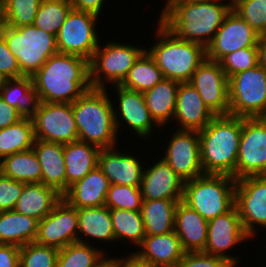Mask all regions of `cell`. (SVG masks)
Segmentation results:
<instances>
[{
	"label": "cell",
	"mask_w": 266,
	"mask_h": 267,
	"mask_svg": "<svg viewBox=\"0 0 266 267\" xmlns=\"http://www.w3.org/2000/svg\"><path fill=\"white\" fill-rule=\"evenodd\" d=\"M235 185L232 176L203 174L184 182L182 202L209 221L234 207Z\"/></svg>",
	"instance_id": "cell-6"
},
{
	"label": "cell",
	"mask_w": 266,
	"mask_h": 267,
	"mask_svg": "<svg viewBox=\"0 0 266 267\" xmlns=\"http://www.w3.org/2000/svg\"><path fill=\"white\" fill-rule=\"evenodd\" d=\"M215 115L206 107L198 91L188 82L180 83L177 90L173 121L180 126L178 130L200 131Z\"/></svg>",
	"instance_id": "cell-23"
},
{
	"label": "cell",
	"mask_w": 266,
	"mask_h": 267,
	"mask_svg": "<svg viewBox=\"0 0 266 267\" xmlns=\"http://www.w3.org/2000/svg\"><path fill=\"white\" fill-rule=\"evenodd\" d=\"M34 141L31 118L23 117L11 126L0 129V160L8 155L32 149Z\"/></svg>",
	"instance_id": "cell-36"
},
{
	"label": "cell",
	"mask_w": 266,
	"mask_h": 267,
	"mask_svg": "<svg viewBox=\"0 0 266 267\" xmlns=\"http://www.w3.org/2000/svg\"><path fill=\"white\" fill-rule=\"evenodd\" d=\"M131 254L151 267H176L185 251L178 235L172 231L162 235H146L138 251Z\"/></svg>",
	"instance_id": "cell-22"
},
{
	"label": "cell",
	"mask_w": 266,
	"mask_h": 267,
	"mask_svg": "<svg viewBox=\"0 0 266 267\" xmlns=\"http://www.w3.org/2000/svg\"><path fill=\"white\" fill-rule=\"evenodd\" d=\"M232 10L260 36L266 35V0H232Z\"/></svg>",
	"instance_id": "cell-43"
},
{
	"label": "cell",
	"mask_w": 266,
	"mask_h": 267,
	"mask_svg": "<svg viewBox=\"0 0 266 267\" xmlns=\"http://www.w3.org/2000/svg\"><path fill=\"white\" fill-rule=\"evenodd\" d=\"M31 119L35 139L61 144L78 141L72 103L39 102Z\"/></svg>",
	"instance_id": "cell-12"
},
{
	"label": "cell",
	"mask_w": 266,
	"mask_h": 267,
	"mask_svg": "<svg viewBox=\"0 0 266 267\" xmlns=\"http://www.w3.org/2000/svg\"><path fill=\"white\" fill-rule=\"evenodd\" d=\"M99 152L97 146L79 140L64 144L66 191L98 166Z\"/></svg>",
	"instance_id": "cell-29"
},
{
	"label": "cell",
	"mask_w": 266,
	"mask_h": 267,
	"mask_svg": "<svg viewBox=\"0 0 266 267\" xmlns=\"http://www.w3.org/2000/svg\"><path fill=\"white\" fill-rule=\"evenodd\" d=\"M19 249L16 245L0 244V267H19Z\"/></svg>",
	"instance_id": "cell-48"
},
{
	"label": "cell",
	"mask_w": 266,
	"mask_h": 267,
	"mask_svg": "<svg viewBox=\"0 0 266 267\" xmlns=\"http://www.w3.org/2000/svg\"><path fill=\"white\" fill-rule=\"evenodd\" d=\"M248 239L250 237L244 231L241 218L234 206L227 213L208 221L207 242L203 253L222 257L236 267L239 265V258L227 254L226 251Z\"/></svg>",
	"instance_id": "cell-16"
},
{
	"label": "cell",
	"mask_w": 266,
	"mask_h": 267,
	"mask_svg": "<svg viewBox=\"0 0 266 267\" xmlns=\"http://www.w3.org/2000/svg\"><path fill=\"white\" fill-rule=\"evenodd\" d=\"M164 79L154 58L145 50L128 71L120 86L144 93Z\"/></svg>",
	"instance_id": "cell-35"
},
{
	"label": "cell",
	"mask_w": 266,
	"mask_h": 267,
	"mask_svg": "<svg viewBox=\"0 0 266 267\" xmlns=\"http://www.w3.org/2000/svg\"><path fill=\"white\" fill-rule=\"evenodd\" d=\"M2 22V7H1V0H0V24Z\"/></svg>",
	"instance_id": "cell-56"
},
{
	"label": "cell",
	"mask_w": 266,
	"mask_h": 267,
	"mask_svg": "<svg viewBox=\"0 0 266 267\" xmlns=\"http://www.w3.org/2000/svg\"><path fill=\"white\" fill-rule=\"evenodd\" d=\"M0 173L23 183H41V165L33 149L8 155L0 160Z\"/></svg>",
	"instance_id": "cell-33"
},
{
	"label": "cell",
	"mask_w": 266,
	"mask_h": 267,
	"mask_svg": "<svg viewBox=\"0 0 266 267\" xmlns=\"http://www.w3.org/2000/svg\"><path fill=\"white\" fill-rule=\"evenodd\" d=\"M206 107L215 115H229V80L220 62L205 59L190 81Z\"/></svg>",
	"instance_id": "cell-14"
},
{
	"label": "cell",
	"mask_w": 266,
	"mask_h": 267,
	"mask_svg": "<svg viewBox=\"0 0 266 267\" xmlns=\"http://www.w3.org/2000/svg\"><path fill=\"white\" fill-rule=\"evenodd\" d=\"M182 199L143 200L142 219L146 235H162L174 231L175 210Z\"/></svg>",
	"instance_id": "cell-32"
},
{
	"label": "cell",
	"mask_w": 266,
	"mask_h": 267,
	"mask_svg": "<svg viewBox=\"0 0 266 267\" xmlns=\"http://www.w3.org/2000/svg\"><path fill=\"white\" fill-rule=\"evenodd\" d=\"M110 215L115 241L126 239L138 247L146 236L141 211L110 209Z\"/></svg>",
	"instance_id": "cell-37"
},
{
	"label": "cell",
	"mask_w": 266,
	"mask_h": 267,
	"mask_svg": "<svg viewBox=\"0 0 266 267\" xmlns=\"http://www.w3.org/2000/svg\"><path fill=\"white\" fill-rule=\"evenodd\" d=\"M72 9L70 0H42L33 24L47 33L57 35Z\"/></svg>",
	"instance_id": "cell-39"
},
{
	"label": "cell",
	"mask_w": 266,
	"mask_h": 267,
	"mask_svg": "<svg viewBox=\"0 0 266 267\" xmlns=\"http://www.w3.org/2000/svg\"><path fill=\"white\" fill-rule=\"evenodd\" d=\"M142 202L140 187L110 184L105 206L109 209L141 211Z\"/></svg>",
	"instance_id": "cell-42"
},
{
	"label": "cell",
	"mask_w": 266,
	"mask_h": 267,
	"mask_svg": "<svg viewBox=\"0 0 266 267\" xmlns=\"http://www.w3.org/2000/svg\"><path fill=\"white\" fill-rule=\"evenodd\" d=\"M199 1H211V0H166V5L163 7L161 11L160 20L174 5L182 3V2H199Z\"/></svg>",
	"instance_id": "cell-53"
},
{
	"label": "cell",
	"mask_w": 266,
	"mask_h": 267,
	"mask_svg": "<svg viewBox=\"0 0 266 267\" xmlns=\"http://www.w3.org/2000/svg\"><path fill=\"white\" fill-rule=\"evenodd\" d=\"M106 90L91 88L72 103L78 140L99 149L118 146L113 110L115 105Z\"/></svg>",
	"instance_id": "cell-4"
},
{
	"label": "cell",
	"mask_w": 266,
	"mask_h": 267,
	"mask_svg": "<svg viewBox=\"0 0 266 267\" xmlns=\"http://www.w3.org/2000/svg\"><path fill=\"white\" fill-rule=\"evenodd\" d=\"M25 184L0 173V212L14 210Z\"/></svg>",
	"instance_id": "cell-45"
},
{
	"label": "cell",
	"mask_w": 266,
	"mask_h": 267,
	"mask_svg": "<svg viewBox=\"0 0 266 267\" xmlns=\"http://www.w3.org/2000/svg\"><path fill=\"white\" fill-rule=\"evenodd\" d=\"M94 51L89 61L90 84L92 88L106 89V83L120 85L135 61L146 50L131 43L108 41Z\"/></svg>",
	"instance_id": "cell-8"
},
{
	"label": "cell",
	"mask_w": 266,
	"mask_h": 267,
	"mask_svg": "<svg viewBox=\"0 0 266 267\" xmlns=\"http://www.w3.org/2000/svg\"><path fill=\"white\" fill-rule=\"evenodd\" d=\"M38 220L15 210L0 212V244L22 247L35 242Z\"/></svg>",
	"instance_id": "cell-30"
},
{
	"label": "cell",
	"mask_w": 266,
	"mask_h": 267,
	"mask_svg": "<svg viewBox=\"0 0 266 267\" xmlns=\"http://www.w3.org/2000/svg\"><path fill=\"white\" fill-rule=\"evenodd\" d=\"M227 78L259 65L258 47L242 48L224 56L220 61Z\"/></svg>",
	"instance_id": "cell-44"
},
{
	"label": "cell",
	"mask_w": 266,
	"mask_h": 267,
	"mask_svg": "<svg viewBox=\"0 0 266 267\" xmlns=\"http://www.w3.org/2000/svg\"><path fill=\"white\" fill-rule=\"evenodd\" d=\"M77 215V242L91 244L89 243L91 239H95L98 242H115L113 224L108 207L101 206L77 209Z\"/></svg>",
	"instance_id": "cell-28"
},
{
	"label": "cell",
	"mask_w": 266,
	"mask_h": 267,
	"mask_svg": "<svg viewBox=\"0 0 266 267\" xmlns=\"http://www.w3.org/2000/svg\"><path fill=\"white\" fill-rule=\"evenodd\" d=\"M208 221L180 201L175 210L174 231L185 252H203L207 242Z\"/></svg>",
	"instance_id": "cell-25"
},
{
	"label": "cell",
	"mask_w": 266,
	"mask_h": 267,
	"mask_svg": "<svg viewBox=\"0 0 266 267\" xmlns=\"http://www.w3.org/2000/svg\"><path fill=\"white\" fill-rule=\"evenodd\" d=\"M77 208L70 206L63 198L54 209L38 222L35 242L58 249L77 242Z\"/></svg>",
	"instance_id": "cell-18"
},
{
	"label": "cell",
	"mask_w": 266,
	"mask_h": 267,
	"mask_svg": "<svg viewBox=\"0 0 266 267\" xmlns=\"http://www.w3.org/2000/svg\"><path fill=\"white\" fill-rule=\"evenodd\" d=\"M0 34L18 60L23 76L32 77L49 57L59 53L56 35L47 33L34 24L18 28L0 24Z\"/></svg>",
	"instance_id": "cell-7"
},
{
	"label": "cell",
	"mask_w": 266,
	"mask_h": 267,
	"mask_svg": "<svg viewBox=\"0 0 266 267\" xmlns=\"http://www.w3.org/2000/svg\"><path fill=\"white\" fill-rule=\"evenodd\" d=\"M59 249L30 242L19 249V267H56Z\"/></svg>",
	"instance_id": "cell-41"
},
{
	"label": "cell",
	"mask_w": 266,
	"mask_h": 267,
	"mask_svg": "<svg viewBox=\"0 0 266 267\" xmlns=\"http://www.w3.org/2000/svg\"><path fill=\"white\" fill-rule=\"evenodd\" d=\"M22 118L23 116L15 107L6 104L0 97V129L7 128Z\"/></svg>",
	"instance_id": "cell-49"
},
{
	"label": "cell",
	"mask_w": 266,
	"mask_h": 267,
	"mask_svg": "<svg viewBox=\"0 0 266 267\" xmlns=\"http://www.w3.org/2000/svg\"><path fill=\"white\" fill-rule=\"evenodd\" d=\"M116 267H151L149 264L138 261L131 253L123 258H115Z\"/></svg>",
	"instance_id": "cell-51"
},
{
	"label": "cell",
	"mask_w": 266,
	"mask_h": 267,
	"mask_svg": "<svg viewBox=\"0 0 266 267\" xmlns=\"http://www.w3.org/2000/svg\"><path fill=\"white\" fill-rule=\"evenodd\" d=\"M176 267H234L226 259L203 252H185Z\"/></svg>",
	"instance_id": "cell-46"
},
{
	"label": "cell",
	"mask_w": 266,
	"mask_h": 267,
	"mask_svg": "<svg viewBox=\"0 0 266 267\" xmlns=\"http://www.w3.org/2000/svg\"><path fill=\"white\" fill-rule=\"evenodd\" d=\"M241 130L242 117L217 115L198 131L204 174L229 175L235 179Z\"/></svg>",
	"instance_id": "cell-3"
},
{
	"label": "cell",
	"mask_w": 266,
	"mask_h": 267,
	"mask_svg": "<svg viewBox=\"0 0 266 267\" xmlns=\"http://www.w3.org/2000/svg\"><path fill=\"white\" fill-rule=\"evenodd\" d=\"M107 257L100 265H98L97 267H116L115 265V258L111 257L109 258Z\"/></svg>",
	"instance_id": "cell-54"
},
{
	"label": "cell",
	"mask_w": 266,
	"mask_h": 267,
	"mask_svg": "<svg viewBox=\"0 0 266 267\" xmlns=\"http://www.w3.org/2000/svg\"><path fill=\"white\" fill-rule=\"evenodd\" d=\"M227 1L182 2L174 5L159 21L176 37L206 48L232 9V0Z\"/></svg>",
	"instance_id": "cell-2"
},
{
	"label": "cell",
	"mask_w": 266,
	"mask_h": 267,
	"mask_svg": "<svg viewBox=\"0 0 266 267\" xmlns=\"http://www.w3.org/2000/svg\"><path fill=\"white\" fill-rule=\"evenodd\" d=\"M259 65L266 69V35L260 36L258 40Z\"/></svg>",
	"instance_id": "cell-52"
},
{
	"label": "cell",
	"mask_w": 266,
	"mask_h": 267,
	"mask_svg": "<svg viewBox=\"0 0 266 267\" xmlns=\"http://www.w3.org/2000/svg\"><path fill=\"white\" fill-rule=\"evenodd\" d=\"M7 80L8 78L0 73V94L3 88L5 87Z\"/></svg>",
	"instance_id": "cell-55"
},
{
	"label": "cell",
	"mask_w": 266,
	"mask_h": 267,
	"mask_svg": "<svg viewBox=\"0 0 266 267\" xmlns=\"http://www.w3.org/2000/svg\"><path fill=\"white\" fill-rule=\"evenodd\" d=\"M116 147L100 149L98 167L110 184L140 187L144 169L142 162L134 154L123 153Z\"/></svg>",
	"instance_id": "cell-21"
},
{
	"label": "cell",
	"mask_w": 266,
	"mask_h": 267,
	"mask_svg": "<svg viewBox=\"0 0 266 267\" xmlns=\"http://www.w3.org/2000/svg\"><path fill=\"white\" fill-rule=\"evenodd\" d=\"M229 115L266 117V69L256 67L229 79Z\"/></svg>",
	"instance_id": "cell-9"
},
{
	"label": "cell",
	"mask_w": 266,
	"mask_h": 267,
	"mask_svg": "<svg viewBox=\"0 0 266 267\" xmlns=\"http://www.w3.org/2000/svg\"><path fill=\"white\" fill-rule=\"evenodd\" d=\"M39 102L74 103L90 90L89 61L81 56L57 53L32 76Z\"/></svg>",
	"instance_id": "cell-1"
},
{
	"label": "cell",
	"mask_w": 266,
	"mask_h": 267,
	"mask_svg": "<svg viewBox=\"0 0 266 267\" xmlns=\"http://www.w3.org/2000/svg\"><path fill=\"white\" fill-rule=\"evenodd\" d=\"M266 176V117H242L235 180Z\"/></svg>",
	"instance_id": "cell-10"
},
{
	"label": "cell",
	"mask_w": 266,
	"mask_h": 267,
	"mask_svg": "<svg viewBox=\"0 0 266 267\" xmlns=\"http://www.w3.org/2000/svg\"><path fill=\"white\" fill-rule=\"evenodd\" d=\"M62 195L42 183L25 184L14 210L26 216L42 220L61 201Z\"/></svg>",
	"instance_id": "cell-27"
},
{
	"label": "cell",
	"mask_w": 266,
	"mask_h": 267,
	"mask_svg": "<svg viewBox=\"0 0 266 267\" xmlns=\"http://www.w3.org/2000/svg\"><path fill=\"white\" fill-rule=\"evenodd\" d=\"M246 234L252 239L256 226L266 228V176L236 180L235 205Z\"/></svg>",
	"instance_id": "cell-13"
},
{
	"label": "cell",
	"mask_w": 266,
	"mask_h": 267,
	"mask_svg": "<svg viewBox=\"0 0 266 267\" xmlns=\"http://www.w3.org/2000/svg\"><path fill=\"white\" fill-rule=\"evenodd\" d=\"M32 149L41 165V183L63 195L66 192L64 144L35 139Z\"/></svg>",
	"instance_id": "cell-26"
},
{
	"label": "cell",
	"mask_w": 266,
	"mask_h": 267,
	"mask_svg": "<svg viewBox=\"0 0 266 267\" xmlns=\"http://www.w3.org/2000/svg\"><path fill=\"white\" fill-rule=\"evenodd\" d=\"M259 37L260 35L231 9L206 47V58L219 62L229 53L257 46Z\"/></svg>",
	"instance_id": "cell-17"
},
{
	"label": "cell",
	"mask_w": 266,
	"mask_h": 267,
	"mask_svg": "<svg viewBox=\"0 0 266 267\" xmlns=\"http://www.w3.org/2000/svg\"><path fill=\"white\" fill-rule=\"evenodd\" d=\"M184 181L162 159L143 170L140 191L143 200L183 199Z\"/></svg>",
	"instance_id": "cell-20"
},
{
	"label": "cell",
	"mask_w": 266,
	"mask_h": 267,
	"mask_svg": "<svg viewBox=\"0 0 266 267\" xmlns=\"http://www.w3.org/2000/svg\"><path fill=\"white\" fill-rule=\"evenodd\" d=\"M104 251L90 244L71 243L59 249L56 267H97L107 258Z\"/></svg>",
	"instance_id": "cell-38"
},
{
	"label": "cell",
	"mask_w": 266,
	"mask_h": 267,
	"mask_svg": "<svg viewBox=\"0 0 266 267\" xmlns=\"http://www.w3.org/2000/svg\"><path fill=\"white\" fill-rule=\"evenodd\" d=\"M179 84L178 81L164 78L143 93L146 106L160 127L173 120Z\"/></svg>",
	"instance_id": "cell-31"
},
{
	"label": "cell",
	"mask_w": 266,
	"mask_h": 267,
	"mask_svg": "<svg viewBox=\"0 0 266 267\" xmlns=\"http://www.w3.org/2000/svg\"><path fill=\"white\" fill-rule=\"evenodd\" d=\"M113 88H115V93L118 95L116 96L118 99V103H116L118 105L116 106L117 109L116 107L113 109L117 132L121 129L122 121L126 124L125 126H129L130 129L134 130L135 134L144 140L153 135L154 127L161 129L152 118L146 106L143 93L126 89L120 85H114Z\"/></svg>",
	"instance_id": "cell-19"
},
{
	"label": "cell",
	"mask_w": 266,
	"mask_h": 267,
	"mask_svg": "<svg viewBox=\"0 0 266 267\" xmlns=\"http://www.w3.org/2000/svg\"><path fill=\"white\" fill-rule=\"evenodd\" d=\"M109 187V179L97 166L81 180L69 186L62 198L77 209L101 207L105 206Z\"/></svg>",
	"instance_id": "cell-24"
},
{
	"label": "cell",
	"mask_w": 266,
	"mask_h": 267,
	"mask_svg": "<svg viewBox=\"0 0 266 267\" xmlns=\"http://www.w3.org/2000/svg\"><path fill=\"white\" fill-rule=\"evenodd\" d=\"M0 97L9 106L15 107L23 117L31 118L39 104L32 77L8 79Z\"/></svg>",
	"instance_id": "cell-34"
},
{
	"label": "cell",
	"mask_w": 266,
	"mask_h": 267,
	"mask_svg": "<svg viewBox=\"0 0 266 267\" xmlns=\"http://www.w3.org/2000/svg\"><path fill=\"white\" fill-rule=\"evenodd\" d=\"M170 139L162 159L184 182L203 175L198 131L176 129Z\"/></svg>",
	"instance_id": "cell-15"
},
{
	"label": "cell",
	"mask_w": 266,
	"mask_h": 267,
	"mask_svg": "<svg viewBox=\"0 0 266 267\" xmlns=\"http://www.w3.org/2000/svg\"><path fill=\"white\" fill-rule=\"evenodd\" d=\"M0 73L8 79L21 78L20 66L16 57L10 52L6 41L0 34Z\"/></svg>",
	"instance_id": "cell-47"
},
{
	"label": "cell",
	"mask_w": 266,
	"mask_h": 267,
	"mask_svg": "<svg viewBox=\"0 0 266 267\" xmlns=\"http://www.w3.org/2000/svg\"><path fill=\"white\" fill-rule=\"evenodd\" d=\"M98 17L72 9L56 35L59 53L78 55L90 61L100 44L96 32Z\"/></svg>",
	"instance_id": "cell-11"
},
{
	"label": "cell",
	"mask_w": 266,
	"mask_h": 267,
	"mask_svg": "<svg viewBox=\"0 0 266 267\" xmlns=\"http://www.w3.org/2000/svg\"><path fill=\"white\" fill-rule=\"evenodd\" d=\"M42 0H1V24L13 28L31 25Z\"/></svg>",
	"instance_id": "cell-40"
},
{
	"label": "cell",
	"mask_w": 266,
	"mask_h": 267,
	"mask_svg": "<svg viewBox=\"0 0 266 267\" xmlns=\"http://www.w3.org/2000/svg\"><path fill=\"white\" fill-rule=\"evenodd\" d=\"M104 1L105 0H70V3L75 10L90 12L97 16H100Z\"/></svg>",
	"instance_id": "cell-50"
},
{
	"label": "cell",
	"mask_w": 266,
	"mask_h": 267,
	"mask_svg": "<svg viewBox=\"0 0 266 267\" xmlns=\"http://www.w3.org/2000/svg\"><path fill=\"white\" fill-rule=\"evenodd\" d=\"M157 42L148 53L154 58L164 78L189 82L197 67L206 59V48L198 43L176 37L159 20Z\"/></svg>",
	"instance_id": "cell-5"
}]
</instances>
